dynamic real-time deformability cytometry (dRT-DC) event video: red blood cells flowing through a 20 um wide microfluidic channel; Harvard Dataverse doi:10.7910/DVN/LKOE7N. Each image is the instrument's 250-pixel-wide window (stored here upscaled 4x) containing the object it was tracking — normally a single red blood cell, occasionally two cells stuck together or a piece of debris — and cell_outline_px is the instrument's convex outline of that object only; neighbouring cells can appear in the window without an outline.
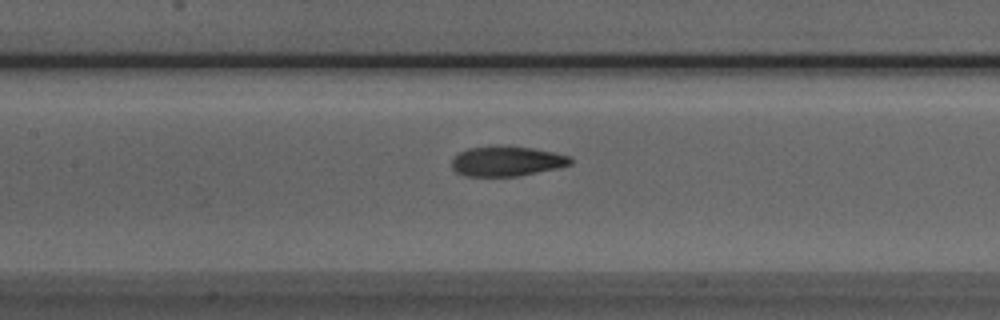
{"species": "Egyptian fruit bat (a non-hibernating species)", "species_latin": "Rousettus aegyptiacus", "temperature_condition": "room temperature", "stored_images_in_passage": 44, "camera_frame_rate_fps": 3000, "um_per_image_px": 0.085, "animal": {"sex": "male"}, "frame": {"image": 1, "passage_image": 15, "time_ms": 4.667, "image_size_px": [1000, 320], "cell_outline_px": [[572, 164], [556, 168], [520, 176], [464, 176], [456, 172], [452, 168], [452, 160], [460, 152], [468, 148], [532, 148], [572, 156]], "centroid_in_image_um": [43.1, 13.74], "position_along_channel_um": 164.3, "area_um2": 20.06}}
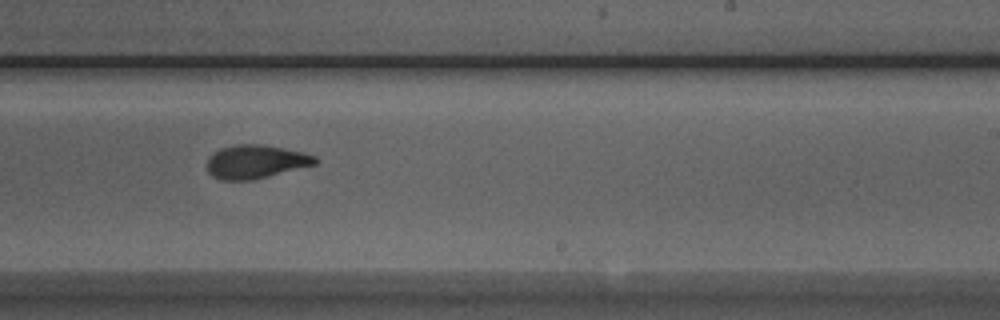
{"frame": {"image": 2, "passage_image": 23, "time_ms": 7.333, "image_size_px": [1000, 320], "cell_outline_px": [[320, 160], [316, 164], [252, 180], [220, 180], [212, 176], [208, 172], [208, 156], [212, 152], [220, 148], [236, 144], [260, 144], [304, 152], [316, 156]], "centroid_in_image_um": [21.72, 13.74], "position_along_channel_um": 267.3, "area_um2": 21.21}}
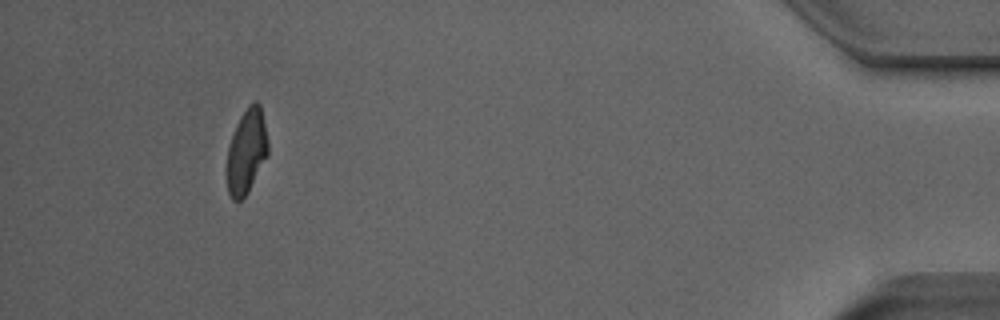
{"frame": {"image": 3, "passage_image": 40, "time_ms": 13.0, "image_size_px": [1000, 320], "cell_outline_px": [[268, 156], [248, 192], [240, 200], [232, 200], [228, 192], [228, 148], [236, 124], [240, 116], [248, 104], [256, 100], [260, 104], [268, 140]], "centroid_in_image_um": [20.98, 12.84], "position_along_channel_um": 414.2, "area_um2": 20.11}, "authors_computed_cell_mechanics": {"area_um2": 20.9236, "velocity_mm_per_s": 3.8783, "shape_relaxation_time_tau1_ms": 5.0502, "shape_relaxation_time_tau2_ms": 1.8709, "deformation_change_tau1": 0.1712, "deformation_change_tau2": 0.0828}}